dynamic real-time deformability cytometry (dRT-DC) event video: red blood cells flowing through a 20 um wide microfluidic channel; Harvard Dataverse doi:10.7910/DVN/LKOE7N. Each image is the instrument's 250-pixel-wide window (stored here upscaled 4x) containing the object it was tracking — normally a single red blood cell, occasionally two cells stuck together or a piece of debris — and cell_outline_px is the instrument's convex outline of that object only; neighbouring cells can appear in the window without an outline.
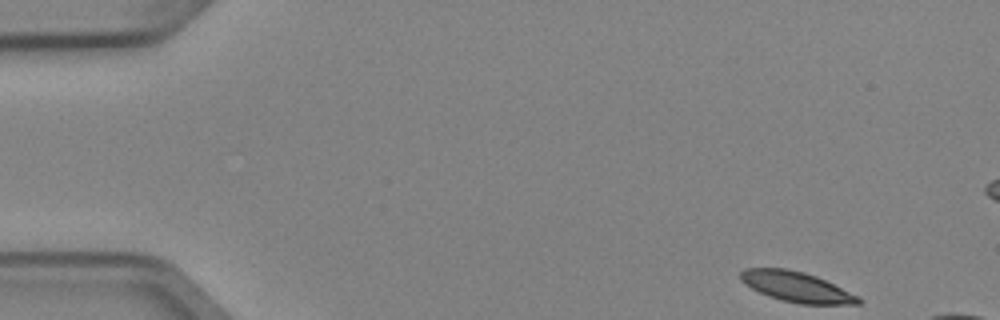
{"species": "Egyptian fruit bat (a non-hibernating species)", "species_latin": "Rousettus aegyptiacus", "temperature_condition": "cold", "stored_images_in_passage": 3, "camera_frame_rate_fps": 3000, "um_per_image_px": 0.085, "animal": {"sex": "female"}, "frame": {"image": 1, "passage_image": 1, "time_ms": 0.0, "image_size_px": [1000, 320], "cell_outline_px": [[864, 300], [860, 304], [800, 304], [780, 300], [768, 296], [744, 284], [740, 280], [740, 272], [744, 268], [788, 268], [804, 272], [816, 276], [860, 296]], "centroid_in_image_um": [67.72, 24.38], "position_along_channel_um": 17.3, "area_um2": 20.92}}